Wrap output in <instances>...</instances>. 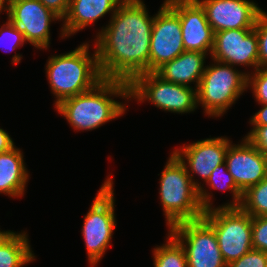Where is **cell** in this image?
Segmentation results:
<instances>
[{"mask_svg": "<svg viewBox=\"0 0 267 267\" xmlns=\"http://www.w3.org/2000/svg\"><path fill=\"white\" fill-rule=\"evenodd\" d=\"M95 38L102 78L130 83L149 72V54L154 15L144 1L123 0Z\"/></svg>", "mask_w": 267, "mask_h": 267, "instance_id": "obj_1", "label": "cell"}, {"mask_svg": "<svg viewBox=\"0 0 267 267\" xmlns=\"http://www.w3.org/2000/svg\"><path fill=\"white\" fill-rule=\"evenodd\" d=\"M123 0H70L69 9L63 18L62 39L71 37L78 31L95 23L98 19L111 13L112 17Z\"/></svg>", "mask_w": 267, "mask_h": 267, "instance_id": "obj_17", "label": "cell"}, {"mask_svg": "<svg viewBox=\"0 0 267 267\" xmlns=\"http://www.w3.org/2000/svg\"><path fill=\"white\" fill-rule=\"evenodd\" d=\"M206 55L198 51H184L159 67L155 73L168 82L188 87L195 83L194 88L197 89L206 67Z\"/></svg>", "mask_w": 267, "mask_h": 267, "instance_id": "obj_18", "label": "cell"}, {"mask_svg": "<svg viewBox=\"0 0 267 267\" xmlns=\"http://www.w3.org/2000/svg\"><path fill=\"white\" fill-rule=\"evenodd\" d=\"M168 232L184 248L187 267H227L215 231L203 218L177 223Z\"/></svg>", "mask_w": 267, "mask_h": 267, "instance_id": "obj_10", "label": "cell"}, {"mask_svg": "<svg viewBox=\"0 0 267 267\" xmlns=\"http://www.w3.org/2000/svg\"><path fill=\"white\" fill-rule=\"evenodd\" d=\"M252 246L267 252V215L252 217Z\"/></svg>", "mask_w": 267, "mask_h": 267, "instance_id": "obj_27", "label": "cell"}, {"mask_svg": "<svg viewBox=\"0 0 267 267\" xmlns=\"http://www.w3.org/2000/svg\"><path fill=\"white\" fill-rule=\"evenodd\" d=\"M207 185L211 189H219L222 191H231L232 202L223 204L219 207H240L242 201L243 192L236 186L232 175L228 172L226 162L217 166L214 171L210 174V177L206 181Z\"/></svg>", "mask_w": 267, "mask_h": 267, "instance_id": "obj_22", "label": "cell"}, {"mask_svg": "<svg viewBox=\"0 0 267 267\" xmlns=\"http://www.w3.org/2000/svg\"><path fill=\"white\" fill-rule=\"evenodd\" d=\"M227 267H267V252L252 248L239 259L228 264Z\"/></svg>", "mask_w": 267, "mask_h": 267, "instance_id": "obj_28", "label": "cell"}, {"mask_svg": "<svg viewBox=\"0 0 267 267\" xmlns=\"http://www.w3.org/2000/svg\"><path fill=\"white\" fill-rule=\"evenodd\" d=\"M23 157V152L16 146L0 153V194L12 198L24 196L29 173Z\"/></svg>", "mask_w": 267, "mask_h": 267, "instance_id": "obj_19", "label": "cell"}, {"mask_svg": "<svg viewBox=\"0 0 267 267\" xmlns=\"http://www.w3.org/2000/svg\"><path fill=\"white\" fill-rule=\"evenodd\" d=\"M247 87L252 89L259 104H267V68H258L248 74Z\"/></svg>", "mask_w": 267, "mask_h": 267, "instance_id": "obj_25", "label": "cell"}, {"mask_svg": "<svg viewBox=\"0 0 267 267\" xmlns=\"http://www.w3.org/2000/svg\"><path fill=\"white\" fill-rule=\"evenodd\" d=\"M166 243L153 249L154 267H187L184 248L168 232Z\"/></svg>", "mask_w": 267, "mask_h": 267, "instance_id": "obj_21", "label": "cell"}, {"mask_svg": "<svg viewBox=\"0 0 267 267\" xmlns=\"http://www.w3.org/2000/svg\"><path fill=\"white\" fill-rule=\"evenodd\" d=\"M240 144H230L225 162L236 186L244 192L267 177V156L259 151L246 137Z\"/></svg>", "mask_w": 267, "mask_h": 267, "instance_id": "obj_15", "label": "cell"}, {"mask_svg": "<svg viewBox=\"0 0 267 267\" xmlns=\"http://www.w3.org/2000/svg\"><path fill=\"white\" fill-rule=\"evenodd\" d=\"M240 208L252 217L267 215V177L243 192Z\"/></svg>", "mask_w": 267, "mask_h": 267, "instance_id": "obj_23", "label": "cell"}, {"mask_svg": "<svg viewBox=\"0 0 267 267\" xmlns=\"http://www.w3.org/2000/svg\"><path fill=\"white\" fill-rule=\"evenodd\" d=\"M14 147L15 143L8 134V132L0 128V153L8 152Z\"/></svg>", "mask_w": 267, "mask_h": 267, "instance_id": "obj_32", "label": "cell"}, {"mask_svg": "<svg viewBox=\"0 0 267 267\" xmlns=\"http://www.w3.org/2000/svg\"><path fill=\"white\" fill-rule=\"evenodd\" d=\"M129 99L151 102L155 107L173 113H191L197 109V89L163 80L155 72L136 76L129 83Z\"/></svg>", "mask_w": 267, "mask_h": 267, "instance_id": "obj_8", "label": "cell"}, {"mask_svg": "<svg viewBox=\"0 0 267 267\" xmlns=\"http://www.w3.org/2000/svg\"><path fill=\"white\" fill-rule=\"evenodd\" d=\"M231 143L233 142L227 137L221 136L198 140L188 145L183 144L181 148L173 150L184 164L193 185L198 189L199 200L204 211L214 208L211 202L213 195L201 186V182L194 179V175L197 174L206 183L214 169L225 162V155Z\"/></svg>", "mask_w": 267, "mask_h": 267, "instance_id": "obj_9", "label": "cell"}, {"mask_svg": "<svg viewBox=\"0 0 267 267\" xmlns=\"http://www.w3.org/2000/svg\"><path fill=\"white\" fill-rule=\"evenodd\" d=\"M46 8L56 14L61 21L69 9L70 0H39Z\"/></svg>", "mask_w": 267, "mask_h": 267, "instance_id": "obj_30", "label": "cell"}, {"mask_svg": "<svg viewBox=\"0 0 267 267\" xmlns=\"http://www.w3.org/2000/svg\"><path fill=\"white\" fill-rule=\"evenodd\" d=\"M114 97L129 102V83L103 78L92 89L61 101L55 109L74 130L91 131L126 112L125 103Z\"/></svg>", "mask_w": 267, "mask_h": 267, "instance_id": "obj_2", "label": "cell"}, {"mask_svg": "<svg viewBox=\"0 0 267 267\" xmlns=\"http://www.w3.org/2000/svg\"><path fill=\"white\" fill-rule=\"evenodd\" d=\"M23 33L8 19L0 28V47L11 52L25 44ZM4 45V46H3ZM6 45V46H5ZM10 48V49H9Z\"/></svg>", "mask_w": 267, "mask_h": 267, "instance_id": "obj_24", "label": "cell"}, {"mask_svg": "<svg viewBox=\"0 0 267 267\" xmlns=\"http://www.w3.org/2000/svg\"><path fill=\"white\" fill-rule=\"evenodd\" d=\"M113 184L112 176L107 177L84 216L81 233L91 267L96 266L104 256L116 228Z\"/></svg>", "mask_w": 267, "mask_h": 267, "instance_id": "obj_6", "label": "cell"}, {"mask_svg": "<svg viewBox=\"0 0 267 267\" xmlns=\"http://www.w3.org/2000/svg\"><path fill=\"white\" fill-rule=\"evenodd\" d=\"M212 60L258 69V37L254 28L215 32Z\"/></svg>", "mask_w": 267, "mask_h": 267, "instance_id": "obj_13", "label": "cell"}, {"mask_svg": "<svg viewBox=\"0 0 267 267\" xmlns=\"http://www.w3.org/2000/svg\"><path fill=\"white\" fill-rule=\"evenodd\" d=\"M179 15L185 51L211 54L214 31L206 19L204 9L196 0H165Z\"/></svg>", "mask_w": 267, "mask_h": 267, "instance_id": "obj_14", "label": "cell"}, {"mask_svg": "<svg viewBox=\"0 0 267 267\" xmlns=\"http://www.w3.org/2000/svg\"><path fill=\"white\" fill-rule=\"evenodd\" d=\"M184 51L179 15L164 0L152 25L149 72H155Z\"/></svg>", "mask_w": 267, "mask_h": 267, "instance_id": "obj_11", "label": "cell"}, {"mask_svg": "<svg viewBox=\"0 0 267 267\" xmlns=\"http://www.w3.org/2000/svg\"><path fill=\"white\" fill-rule=\"evenodd\" d=\"M262 106L258 112H256L251 118H250V124L252 126H264L267 125V104H259Z\"/></svg>", "mask_w": 267, "mask_h": 267, "instance_id": "obj_31", "label": "cell"}, {"mask_svg": "<svg viewBox=\"0 0 267 267\" xmlns=\"http://www.w3.org/2000/svg\"><path fill=\"white\" fill-rule=\"evenodd\" d=\"M9 1L10 0H0V13H2V10H4L7 13L9 7Z\"/></svg>", "mask_w": 267, "mask_h": 267, "instance_id": "obj_33", "label": "cell"}, {"mask_svg": "<svg viewBox=\"0 0 267 267\" xmlns=\"http://www.w3.org/2000/svg\"><path fill=\"white\" fill-rule=\"evenodd\" d=\"M35 260L26 231H10L0 242V267H23Z\"/></svg>", "mask_w": 267, "mask_h": 267, "instance_id": "obj_20", "label": "cell"}, {"mask_svg": "<svg viewBox=\"0 0 267 267\" xmlns=\"http://www.w3.org/2000/svg\"><path fill=\"white\" fill-rule=\"evenodd\" d=\"M245 137L264 155L267 156V125L253 126Z\"/></svg>", "mask_w": 267, "mask_h": 267, "instance_id": "obj_29", "label": "cell"}, {"mask_svg": "<svg viewBox=\"0 0 267 267\" xmlns=\"http://www.w3.org/2000/svg\"><path fill=\"white\" fill-rule=\"evenodd\" d=\"M204 9L214 33L228 29L254 28L262 11L249 0H196Z\"/></svg>", "mask_w": 267, "mask_h": 267, "instance_id": "obj_16", "label": "cell"}, {"mask_svg": "<svg viewBox=\"0 0 267 267\" xmlns=\"http://www.w3.org/2000/svg\"><path fill=\"white\" fill-rule=\"evenodd\" d=\"M89 42L68 53L51 55L46 63V76L57 106L61 101L92 89L103 78L96 49L90 55Z\"/></svg>", "mask_w": 267, "mask_h": 267, "instance_id": "obj_3", "label": "cell"}, {"mask_svg": "<svg viewBox=\"0 0 267 267\" xmlns=\"http://www.w3.org/2000/svg\"><path fill=\"white\" fill-rule=\"evenodd\" d=\"M11 230H7V231H1L0 230V242L2 241V239L10 232Z\"/></svg>", "mask_w": 267, "mask_h": 267, "instance_id": "obj_34", "label": "cell"}, {"mask_svg": "<svg viewBox=\"0 0 267 267\" xmlns=\"http://www.w3.org/2000/svg\"><path fill=\"white\" fill-rule=\"evenodd\" d=\"M212 61L214 64L205 67L197 88V105H202L206 116L217 118L223 116L247 90L250 72H242L230 64Z\"/></svg>", "mask_w": 267, "mask_h": 267, "instance_id": "obj_5", "label": "cell"}, {"mask_svg": "<svg viewBox=\"0 0 267 267\" xmlns=\"http://www.w3.org/2000/svg\"><path fill=\"white\" fill-rule=\"evenodd\" d=\"M254 29L258 37V68H267V12H260Z\"/></svg>", "mask_w": 267, "mask_h": 267, "instance_id": "obj_26", "label": "cell"}, {"mask_svg": "<svg viewBox=\"0 0 267 267\" xmlns=\"http://www.w3.org/2000/svg\"><path fill=\"white\" fill-rule=\"evenodd\" d=\"M7 19L23 33L26 43L41 50L48 49L51 43V23L61 21L39 0H10Z\"/></svg>", "mask_w": 267, "mask_h": 267, "instance_id": "obj_12", "label": "cell"}, {"mask_svg": "<svg viewBox=\"0 0 267 267\" xmlns=\"http://www.w3.org/2000/svg\"><path fill=\"white\" fill-rule=\"evenodd\" d=\"M215 231L225 263L239 259L252 248V216L240 207H214L202 217Z\"/></svg>", "mask_w": 267, "mask_h": 267, "instance_id": "obj_7", "label": "cell"}, {"mask_svg": "<svg viewBox=\"0 0 267 267\" xmlns=\"http://www.w3.org/2000/svg\"><path fill=\"white\" fill-rule=\"evenodd\" d=\"M171 153L159 179V196L168 229L180 222L201 219L205 212L184 164Z\"/></svg>", "mask_w": 267, "mask_h": 267, "instance_id": "obj_4", "label": "cell"}]
</instances>
